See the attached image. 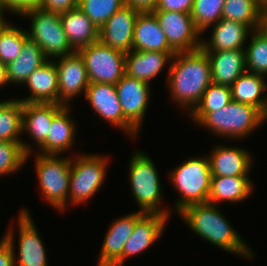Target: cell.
I'll use <instances>...</instances> for the list:
<instances>
[{
	"label": "cell",
	"instance_id": "d6a6232c",
	"mask_svg": "<svg viewBox=\"0 0 267 266\" xmlns=\"http://www.w3.org/2000/svg\"><path fill=\"white\" fill-rule=\"evenodd\" d=\"M245 51L246 71L267 77V30L261 28L251 32Z\"/></svg>",
	"mask_w": 267,
	"mask_h": 266
},
{
	"label": "cell",
	"instance_id": "44dd1931",
	"mask_svg": "<svg viewBox=\"0 0 267 266\" xmlns=\"http://www.w3.org/2000/svg\"><path fill=\"white\" fill-rule=\"evenodd\" d=\"M64 106L56 103H23L22 133L29 134L39 147L47 138L53 117Z\"/></svg>",
	"mask_w": 267,
	"mask_h": 266
},
{
	"label": "cell",
	"instance_id": "ba28073f",
	"mask_svg": "<svg viewBox=\"0 0 267 266\" xmlns=\"http://www.w3.org/2000/svg\"><path fill=\"white\" fill-rule=\"evenodd\" d=\"M108 158L95 154H79L72 158L68 206L80 205L93 197L104 183Z\"/></svg>",
	"mask_w": 267,
	"mask_h": 266
},
{
	"label": "cell",
	"instance_id": "ab89813d",
	"mask_svg": "<svg viewBox=\"0 0 267 266\" xmlns=\"http://www.w3.org/2000/svg\"><path fill=\"white\" fill-rule=\"evenodd\" d=\"M194 0H158L153 11L191 13Z\"/></svg>",
	"mask_w": 267,
	"mask_h": 266
},
{
	"label": "cell",
	"instance_id": "4fadbf2b",
	"mask_svg": "<svg viewBox=\"0 0 267 266\" xmlns=\"http://www.w3.org/2000/svg\"><path fill=\"white\" fill-rule=\"evenodd\" d=\"M115 87L124 117L140 131L149 106L150 84L124 74Z\"/></svg>",
	"mask_w": 267,
	"mask_h": 266
},
{
	"label": "cell",
	"instance_id": "f35d334b",
	"mask_svg": "<svg viewBox=\"0 0 267 266\" xmlns=\"http://www.w3.org/2000/svg\"><path fill=\"white\" fill-rule=\"evenodd\" d=\"M42 0H0L2 12L10 11L22 16L25 12L41 8Z\"/></svg>",
	"mask_w": 267,
	"mask_h": 266
},
{
	"label": "cell",
	"instance_id": "5b68a950",
	"mask_svg": "<svg viewBox=\"0 0 267 266\" xmlns=\"http://www.w3.org/2000/svg\"><path fill=\"white\" fill-rule=\"evenodd\" d=\"M132 195L144 213H160L170 218V211L161 208V182L154 162L145 152L133 154L129 163Z\"/></svg>",
	"mask_w": 267,
	"mask_h": 266
},
{
	"label": "cell",
	"instance_id": "7c38bea8",
	"mask_svg": "<svg viewBox=\"0 0 267 266\" xmlns=\"http://www.w3.org/2000/svg\"><path fill=\"white\" fill-rule=\"evenodd\" d=\"M58 58V59H57ZM52 59L58 73V104L69 102L80 93H86L90 84L85 63L78 51Z\"/></svg>",
	"mask_w": 267,
	"mask_h": 266
},
{
	"label": "cell",
	"instance_id": "d590c367",
	"mask_svg": "<svg viewBox=\"0 0 267 266\" xmlns=\"http://www.w3.org/2000/svg\"><path fill=\"white\" fill-rule=\"evenodd\" d=\"M125 5V0H79L78 8L100 28L108 18Z\"/></svg>",
	"mask_w": 267,
	"mask_h": 266
},
{
	"label": "cell",
	"instance_id": "d6986e66",
	"mask_svg": "<svg viewBox=\"0 0 267 266\" xmlns=\"http://www.w3.org/2000/svg\"><path fill=\"white\" fill-rule=\"evenodd\" d=\"M252 30L243 23L227 19H220L214 24L211 38L201 41L204 52H218L223 50H244L246 40Z\"/></svg>",
	"mask_w": 267,
	"mask_h": 266
},
{
	"label": "cell",
	"instance_id": "1f68e13d",
	"mask_svg": "<svg viewBox=\"0 0 267 266\" xmlns=\"http://www.w3.org/2000/svg\"><path fill=\"white\" fill-rule=\"evenodd\" d=\"M231 100L232 94L229 86L211 83L204 91L198 105L189 115L193 122L198 124L209 112L222 109Z\"/></svg>",
	"mask_w": 267,
	"mask_h": 266
},
{
	"label": "cell",
	"instance_id": "ffe728a7",
	"mask_svg": "<svg viewBox=\"0 0 267 266\" xmlns=\"http://www.w3.org/2000/svg\"><path fill=\"white\" fill-rule=\"evenodd\" d=\"M176 52L131 50L125 55V74L151 84Z\"/></svg>",
	"mask_w": 267,
	"mask_h": 266
},
{
	"label": "cell",
	"instance_id": "30bf717a",
	"mask_svg": "<svg viewBox=\"0 0 267 266\" xmlns=\"http://www.w3.org/2000/svg\"><path fill=\"white\" fill-rule=\"evenodd\" d=\"M166 35L169 46L177 52L201 49L202 33L196 28L190 13L151 11Z\"/></svg>",
	"mask_w": 267,
	"mask_h": 266
},
{
	"label": "cell",
	"instance_id": "3957f363",
	"mask_svg": "<svg viewBox=\"0 0 267 266\" xmlns=\"http://www.w3.org/2000/svg\"><path fill=\"white\" fill-rule=\"evenodd\" d=\"M266 119L258 108L231 100L222 109L209 112L198 124L216 136L239 141L256 131Z\"/></svg>",
	"mask_w": 267,
	"mask_h": 266
},
{
	"label": "cell",
	"instance_id": "83f0119b",
	"mask_svg": "<svg viewBox=\"0 0 267 266\" xmlns=\"http://www.w3.org/2000/svg\"><path fill=\"white\" fill-rule=\"evenodd\" d=\"M267 77L245 71L231 86L232 100L252 105L267 117Z\"/></svg>",
	"mask_w": 267,
	"mask_h": 266
},
{
	"label": "cell",
	"instance_id": "836d02e7",
	"mask_svg": "<svg viewBox=\"0 0 267 266\" xmlns=\"http://www.w3.org/2000/svg\"><path fill=\"white\" fill-rule=\"evenodd\" d=\"M224 3L225 0H194L190 15L202 34L222 19Z\"/></svg>",
	"mask_w": 267,
	"mask_h": 266
},
{
	"label": "cell",
	"instance_id": "7bdbcfd3",
	"mask_svg": "<svg viewBox=\"0 0 267 266\" xmlns=\"http://www.w3.org/2000/svg\"><path fill=\"white\" fill-rule=\"evenodd\" d=\"M8 84L6 65L0 62V87Z\"/></svg>",
	"mask_w": 267,
	"mask_h": 266
},
{
	"label": "cell",
	"instance_id": "2e32d148",
	"mask_svg": "<svg viewBox=\"0 0 267 266\" xmlns=\"http://www.w3.org/2000/svg\"><path fill=\"white\" fill-rule=\"evenodd\" d=\"M135 211L112 222L104 237L97 266H122V253L136 222L144 215Z\"/></svg>",
	"mask_w": 267,
	"mask_h": 266
},
{
	"label": "cell",
	"instance_id": "74e56055",
	"mask_svg": "<svg viewBox=\"0 0 267 266\" xmlns=\"http://www.w3.org/2000/svg\"><path fill=\"white\" fill-rule=\"evenodd\" d=\"M14 232L9 228L0 240V266H17L15 265V241Z\"/></svg>",
	"mask_w": 267,
	"mask_h": 266
},
{
	"label": "cell",
	"instance_id": "5bb4252c",
	"mask_svg": "<svg viewBox=\"0 0 267 266\" xmlns=\"http://www.w3.org/2000/svg\"><path fill=\"white\" fill-rule=\"evenodd\" d=\"M140 11L124 5L99 28V40L125 54L132 50L133 32Z\"/></svg>",
	"mask_w": 267,
	"mask_h": 266
},
{
	"label": "cell",
	"instance_id": "d4e9b609",
	"mask_svg": "<svg viewBox=\"0 0 267 266\" xmlns=\"http://www.w3.org/2000/svg\"><path fill=\"white\" fill-rule=\"evenodd\" d=\"M206 53L211 63L212 83L230 87L246 71L244 50Z\"/></svg>",
	"mask_w": 267,
	"mask_h": 266
},
{
	"label": "cell",
	"instance_id": "4dcf8cb0",
	"mask_svg": "<svg viewBox=\"0 0 267 266\" xmlns=\"http://www.w3.org/2000/svg\"><path fill=\"white\" fill-rule=\"evenodd\" d=\"M222 18L243 23L254 31L263 28L264 10L255 0H225Z\"/></svg>",
	"mask_w": 267,
	"mask_h": 266
},
{
	"label": "cell",
	"instance_id": "4316f807",
	"mask_svg": "<svg viewBox=\"0 0 267 266\" xmlns=\"http://www.w3.org/2000/svg\"><path fill=\"white\" fill-rule=\"evenodd\" d=\"M249 176H212L208 203L218 205L221 201L237 203L247 199L253 192Z\"/></svg>",
	"mask_w": 267,
	"mask_h": 266
},
{
	"label": "cell",
	"instance_id": "e575fe53",
	"mask_svg": "<svg viewBox=\"0 0 267 266\" xmlns=\"http://www.w3.org/2000/svg\"><path fill=\"white\" fill-rule=\"evenodd\" d=\"M27 39L26 29L9 24L0 35V62L5 65L13 62L22 52Z\"/></svg>",
	"mask_w": 267,
	"mask_h": 266
},
{
	"label": "cell",
	"instance_id": "9c48e42d",
	"mask_svg": "<svg viewBox=\"0 0 267 266\" xmlns=\"http://www.w3.org/2000/svg\"><path fill=\"white\" fill-rule=\"evenodd\" d=\"M90 83L115 85L125 74V53L108 47L100 40L78 50Z\"/></svg>",
	"mask_w": 267,
	"mask_h": 266
},
{
	"label": "cell",
	"instance_id": "6da1fadb",
	"mask_svg": "<svg viewBox=\"0 0 267 266\" xmlns=\"http://www.w3.org/2000/svg\"><path fill=\"white\" fill-rule=\"evenodd\" d=\"M172 59L167 77L170 97L192 112L212 83L210 59L202 49L177 52Z\"/></svg>",
	"mask_w": 267,
	"mask_h": 266
},
{
	"label": "cell",
	"instance_id": "f1b7e54d",
	"mask_svg": "<svg viewBox=\"0 0 267 266\" xmlns=\"http://www.w3.org/2000/svg\"><path fill=\"white\" fill-rule=\"evenodd\" d=\"M48 60L36 42L28 38L24 42L20 55L13 62L6 65L8 83L23 85L30 74Z\"/></svg>",
	"mask_w": 267,
	"mask_h": 266
},
{
	"label": "cell",
	"instance_id": "bcb514c9",
	"mask_svg": "<svg viewBox=\"0 0 267 266\" xmlns=\"http://www.w3.org/2000/svg\"><path fill=\"white\" fill-rule=\"evenodd\" d=\"M263 28L267 30V9L264 11Z\"/></svg>",
	"mask_w": 267,
	"mask_h": 266
},
{
	"label": "cell",
	"instance_id": "603a6c76",
	"mask_svg": "<svg viewBox=\"0 0 267 266\" xmlns=\"http://www.w3.org/2000/svg\"><path fill=\"white\" fill-rule=\"evenodd\" d=\"M132 50L175 52L151 12L138 14L134 25Z\"/></svg>",
	"mask_w": 267,
	"mask_h": 266
},
{
	"label": "cell",
	"instance_id": "e0dca14e",
	"mask_svg": "<svg viewBox=\"0 0 267 266\" xmlns=\"http://www.w3.org/2000/svg\"><path fill=\"white\" fill-rule=\"evenodd\" d=\"M169 217L160 213H145L135 224L122 253V266L126 259L139 255L151 247L163 234Z\"/></svg>",
	"mask_w": 267,
	"mask_h": 266
},
{
	"label": "cell",
	"instance_id": "60d3db41",
	"mask_svg": "<svg viewBox=\"0 0 267 266\" xmlns=\"http://www.w3.org/2000/svg\"><path fill=\"white\" fill-rule=\"evenodd\" d=\"M79 0H42L41 8L54 12H64L78 7Z\"/></svg>",
	"mask_w": 267,
	"mask_h": 266
},
{
	"label": "cell",
	"instance_id": "8992f818",
	"mask_svg": "<svg viewBox=\"0 0 267 266\" xmlns=\"http://www.w3.org/2000/svg\"><path fill=\"white\" fill-rule=\"evenodd\" d=\"M35 158L39 191L53 208L64 211L68 204L72 157L38 153Z\"/></svg>",
	"mask_w": 267,
	"mask_h": 266
},
{
	"label": "cell",
	"instance_id": "9a60e30c",
	"mask_svg": "<svg viewBox=\"0 0 267 266\" xmlns=\"http://www.w3.org/2000/svg\"><path fill=\"white\" fill-rule=\"evenodd\" d=\"M29 210L22 208L18 217V266H48L46 248L31 218Z\"/></svg>",
	"mask_w": 267,
	"mask_h": 266
},
{
	"label": "cell",
	"instance_id": "ac0fdd59",
	"mask_svg": "<svg viewBox=\"0 0 267 266\" xmlns=\"http://www.w3.org/2000/svg\"><path fill=\"white\" fill-rule=\"evenodd\" d=\"M246 149L217 145L208 156L212 176H249L252 156Z\"/></svg>",
	"mask_w": 267,
	"mask_h": 266
},
{
	"label": "cell",
	"instance_id": "f6af8a7d",
	"mask_svg": "<svg viewBox=\"0 0 267 266\" xmlns=\"http://www.w3.org/2000/svg\"><path fill=\"white\" fill-rule=\"evenodd\" d=\"M255 1L264 11L267 9V0H255Z\"/></svg>",
	"mask_w": 267,
	"mask_h": 266
},
{
	"label": "cell",
	"instance_id": "7a4b0ae2",
	"mask_svg": "<svg viewBox=\"0 0 267 266\" xmlns=\"http://www.w3.org/2000/svg\"><path fill=\"white\" fill-rule=\"evenodd\" d=\"M219 209V205L208 202L193 204L184 208L178 216L205 241L231 254L251 260L254 257L253 251Z\"/></svg>",
	"mask_w": 267,
	"mask_h": 266
},
{
	"label": "cell",
	"instance_id": "52a82bcc",
	"mask_svg": "<svg viewBox=\"0 0 267 266\" xmlns=\"http://www.w3.org/2000/svg\"><path fill=\"white\" fill-rule=\"evenodd\" d=\"M22 16L31 19V29L27 30L28 38L36 42L48 59L75 52L64 32L59 12L38 8L25 12Z\"/></svg>",
	"mask_w": 267,
	"mask_h": 266
},
{
	"label": "cell",
	"instance_id": "8fae6325",
	"mask_svg": "<svg viewBox=\"0 0 267 266\" xmlns=\"http://www.w3.org/2000/svg\"><path fill=\"white\" fill-rule=\"evenodd\" d=\"M83 95L102 119L123 130L126 135L137 137L139 131L124 117L115 85L90 83Z\"/></svg>",
	"mask_w": 267,
	"mask_h": 266
},
{
	"label": "cell",
	"instance_id": "f546056e",
	"mask_svg": "<svg viewBox=\"0 0 267 266\" xmlns=\"http://www.w3.org/2000/svg\"><path fill=\"white\" fill-rule=\"evenodd\" d=\"M23 102L19 99L0 101V141L18 142L29 154L31 145L20 138L22 134Z\"/></svg>",
	"mask_w": 267,
	"mask_h": 266
},
{
	"label": "cell",
	"instance_id": "b9f144b4",
	"mask_svg": "<svg viewBox=\"0 0 267 266\" xmlns=\"http://www.w3.org/2000/svg\"><path fill=\"white\" fill-rule=\"evenodd\" d=\"M158 0H125V5L140 12H151L155 9Z\"/></svg>",
	"mask_w": 267,
	"mask_h": 266
},
{
	"label": "cell",
	"instance_id": "484cf974",
	"mask_svg": "<svg viewBox=\"0 0 267 266\" xmlns=\"http://www.w3.org/2000/svg\"><path fill=\"white\" fill-rule=\"evenodd\" d=\"M60 19L67 39L75 51L99 40V28L78 7L61 12Z\"/></svg>",
	"mask_w": 267,
	"mask_h": 266
},
{
	"label": "cell",
	"instance_id": "ee69618b",
	"mask_svg": "<svg viewBox=\"0 0 267 266\" xmlns=\"http://www.w3.org/2000/svg\"><path fill=\"white\" fill-rule=\"evenodd\" d=\"M4 12H2L0 14V35L1 33L5 30V28L10 24V22H8L3 16H5L3 14Z\"/></svg>",
	"mask_w": 267,
	"mask_h": 266
},
{
	"label": "cell",
	"instance_id": "7402d4cb",
	"mask_svg": "<svg viewBox=\"0 0 267 266\" xmlns=\"http://www.w3.org/2000/svg\"><path fill=\"white\" fill-rule=\"evenodd\" d=\"M24 84L31 95L19 99L21 102L58 104V73L53 60H48L31 73Z\"/></svg>",
	"mask_w": 267,
	"mask_h": 266
},
{
	"label": "cell",
	"instance_id": "277c9868",
	"mask_svg": "<svg viewBox=\"0 0 267 266\" xmlns=\"http://www.w3.org/2000/svg\"><path fill=\"white\" fill-rule=\"evenodd\" d=\"M211 177L209 160L206 156L190 157L171 171L169 180L181 194L174 205L177 213L187 206L207 202Z\"/></svg>",
	"mask_w": 267,
	"mask_h": 266
},
{
	"label": "cell",
	"instance_id": "8d00e7d4",
	"mask_svg": "<svg viewBox=\"0 0 267 266\" xmlns=\"http://www.w3.org/2000/svg\"><path fill=\"white\" fill-rule=\"evenodd\" d=\"M30 156L31 153L27 154L22 144L0 141V176L19 171Z\"/></svg>",
	"mask_w": 267,
	"mask_h": 266
},
{
	"label": "cell",
	"instance_id": "cb8c5ba5",
	"mask_svg": "<svg viewBox=\"0 0 267 266\" xmlns=\"http://www.w3.org/2000/svg\"><path fill=\"white\" fill-rule=\"evenodd\" d=\"M70 105L64 106L52 120L46 140L38 147L39 154L59 155L70 150L75 139L76 125L72 120Z\"/></svg>",
	"mask_w": 267,
	"mask_h": 266
}]
</instances>
